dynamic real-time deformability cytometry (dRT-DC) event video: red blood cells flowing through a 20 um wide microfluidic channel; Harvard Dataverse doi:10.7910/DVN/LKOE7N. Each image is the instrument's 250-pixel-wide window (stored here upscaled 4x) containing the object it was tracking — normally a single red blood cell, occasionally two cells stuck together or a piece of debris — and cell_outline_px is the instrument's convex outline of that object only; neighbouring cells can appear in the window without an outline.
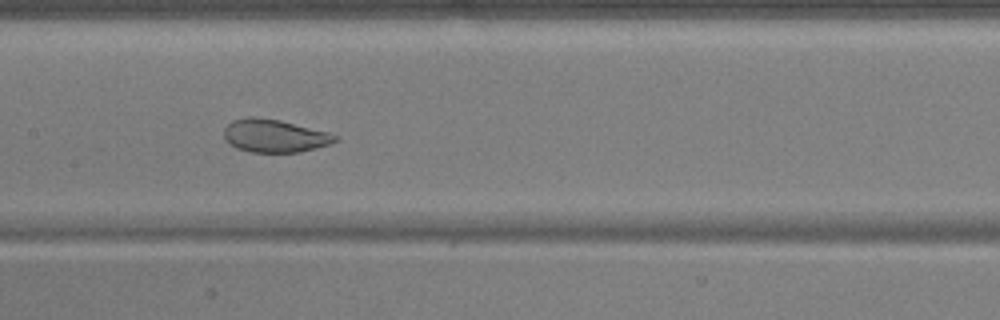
{"species": "common noctule bat (a hibernating species)", "species_latin": "Nyctalus noctula", "temperature_condition": "warm", "stored_images_in_passage": 53, "camera_frame_rate_fps": 3000, "um_per_image_px": 0.085, "animal": {"sex": "male", "body_mass_g": 17.9, "forearm_length_mm": 54.2}, "frame": {"image": 1, "passage_image": 26, "time_ms": 8.333, "image_size_px": [1000, 320], "cell_outline_px": [[340, 140], [316, 148], [300, 152], [252, 152], [236, 148], [228, 144], [224, 140], [224, 128], [232, 120], [248, 116], [256, 116], [280, 120], [328, 132], [340, 136]], "centroid_in_image_um": [23.32, 11.54], "position_along_channel_um": 184.1, "area_um2": 21.62}}
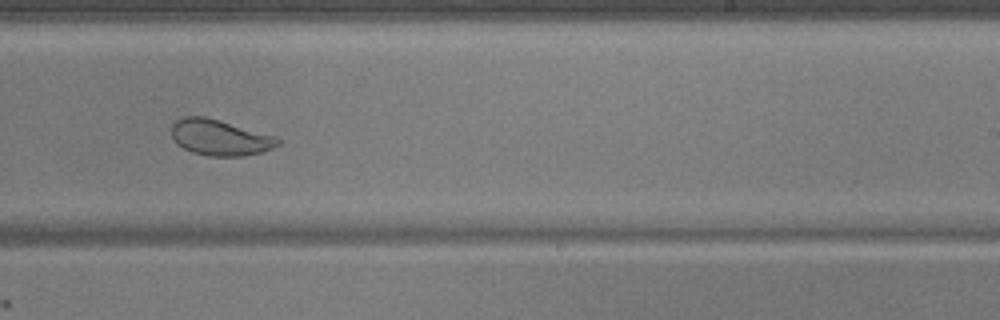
{"frame": {"image": 2, "passage_image": 33, "time_ms": 10.667, "image_size_px": [1000, 320], "cell_outline_px": [[280, 144], [272, 148], [260, 152], [244, 156], [208, 156], [192, 152], [176, 144], [172, 136], [172, 124], [176, 120], [184, 116], [204, 116], [220, 120], [276, 136], [280, 140]], "centroid_in_image_um": [18.68, 11.69], "position_along_channel_um": 270.3, "area_um2": 22.25}}
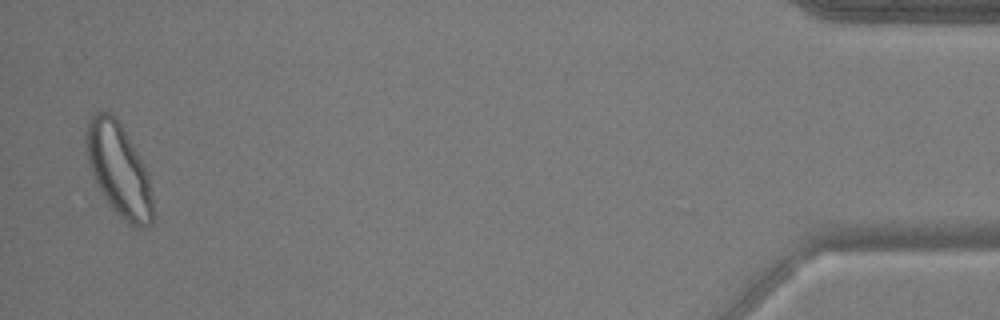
{"frame": {"image": 3, "passage_image": 52, "time_ms": 17.0, "image_size_px": [1000, 320], "cell_outline_px": [[152, 224], [144, 228], [136, 228], [128, 224], [112, 208], [96, 184], [88, 164], [84, 144], [84, 136], [88, 120], [96, 112], [108, 112], [120, 124], [136, 152], [148, 176], [152, 196]], "centroid_in_image_um": [10.05, 14.46], "position_along_channel_um": 425.1, "area_um2": 35.55}, "authors_computed_cell_mechanics": {"area_um2": 28.8422, "velocity_mm_per_s": 3.7136, "shape_relaxation_time_tau1_ms": 3.7214, "shape_relaxation_time_tau2_ms": 0.7885, "deformation_change_tau1": 0.1139, "deformation_change_tau2": 0.0499}}